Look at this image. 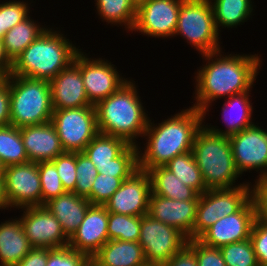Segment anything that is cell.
<instances>
[{"label": "cell", "instance_id": "cell-12", "mask_svg": "<svg viewBox=\"0 0 267 266\" xmlns=\"http://www.w3.org/2000/svg\"><path fill=\"white\" fill-rule=\"evenodd\" d=\"M252 125L229 137L237 171L260 170L257 177L267 175V130Z\"/></svg>", "mask_w": 267, "mask_h": 266}, {"label": "cell", "instance_id": "cell-47", "mask_svg": "<svg viewBox=\"0 0 267 266\" xmlns=\"http://www.w3.org/2000/svg\"><path fill=\"white\" fill-rule=\"evenodd\" d=\"M161 266H198L195 252L186 245L181 251Z\"/></svg>", "mask_w": 267, "mask_h": 266}, {"label": "cell", "instance_id": "cell-34", "mask_svg": "<svg viewBox=\"0 0 267 266\" xmlns=\"http://www.w3.org/2000/svg\"><path fill=\"white\" fill-rule=\"evenodd\" d=\"M99 173L114 177H130L139 169L138 146L129 144L106 166H96Z\"/></svg>", "mask_w": 267, "mask_h": 266}, {"label": "cell", "instance_id": "cell-14", "mask_svg": "<svg viewBox=\"0 0 267 266\" xmlns=\"http://www.w3.org/2000/svg\"><path fill=\"white\" fill-rule=\"evenodd\" d=\"M80 50V72L86 95L92 105L116 92L128 78L121 77L115 65L107 59L89 58Z\"/></svg>", "mask_w": 267, "mask_h": 266}, {"label": "cell", "instance_id": "cell-20", "mask_svg": "<svg viewBox=\"0 0 267 266\" xmlns=\"http://www.w3.org/2000/svg\"><path fill=\"white\" fill-rule=\"evenodd\" d=\"M199 200H173L151 192L148 214L162 223L173 226L192 239V228Z\"/></svg>", "mask_w": 267, "mask_h": 266}, {"label": "cell", "instance_id": "cell-21", "mask_svg": "<svg viewBox=\"0 0 267 266\" xmlns=\"http://www.w3.org/2000/svg\"><path fill=\"white\" fill-rule=\"evenodd\" d=\"M20 134L30 162L52 161L65 153L56 128L51 121L22 127Z\"/></svg>", "mask_w": 267, "mask_h": 266}, {"label": "cell", "instance_id": "cell-38", "mask_svg": "<svg viewBox=\"0 0 267 266\" xmlns=\"http://www.w3.org/2000/svg\"><path fill=\"white\" fill-rule=\"evenodd\" d=\"M27 1L10 0L0 3V38L30 15Z\"/></svg>", "mask_w": 267, "mask_h": 266}, {"label": "cell", "instance_id": "cell-45", "mask_svg": "<svg viewBox=\"0 0 267 266\" xmlns=\"http://www.w3.org/2000/svg\"><path fill=\"white\" fill-rule=\"evenodd\" d=\"M10 125L9 75L0 77V127Z\"/></svg>", "mask_w": 267, "mask_h": 266}, {"label": "cell", "instance_id": "cell-28", "mask_svg": "<svg viewBox=\"0 0 267 266\" xmlns=\"http://www.w3.org/2000/svg\"><path fill=\"white\" fill-rule=\"evenodd\" d=\"M217 31L220 26L235 28L247 22L254 12L251 0H210Z\"/></svg>", "mask_w": 267, "mask_h": 266}, {"label": "cell", "instance_id": "cell-6", "mask_svg": "<svg viewBox=\"0 0 267 266\" xmlns=\"http://www.w3.org/2000/svg\"><path fill=\"white\" fill-rule=\"evenodd\" d=\"M10 125L17 128L50 122L53 114L47 80L9 74Z\"/></svg>", "mask_w": 267, "mask_h": 266}, {"label": "cell", "instance_id": "cell-11", "mask_svg": "<svg viewBox=\"0 0 267 266\" xmlns=\"http://www.w3.org/2000/svg\"><path fill=\"white\" fill-rule=\"evenodd\" d=\"M4 177L10 209L42 206L41 179L36 162L7 166Z\"/></svg>", "mask_w": 267, "mask_h": 266}, {"label": "cell", "instance_id": "cell-27", "mask_svg": "<svg viewBox=\"0 0 267 266\" xmlns=\"http://www.w3.org/2000/svg\"><path fill=\"white\" fill-rule=\"evenodd\" d=\"M30 18L28 16L19 22L2 38L6 55L12 62L47 29L46 26L39 25L37 21Z\"/></svg>", "mask_w": 267, "mask_h": 266}, {"label": "cell", "instance_id": "cell-32", "mask_svg": "<svg viewBox=\"0 0 267 266\" xmlns=\"http://www.w3.org/2000/svg\"><path fill=\"white\" fill-rule=\"evenodd\" d=\"M0 158L6 167L28 162L20 128L12 125L0 127Z\"/></svg>", "mask_w": 267, "mask_h": 266}, {"label": "cell", "instance_id": "cell-7", "mask_svg": "<svg viewBox=\"0 0 267 266\" xmlns=\"http://www.w3.org/2000/svg\"><path fill=\"white\" fill-rule=\"evenodd\" d=\"M219 33L210 0H183L174 37L180 35L199 54H205L222 50Z\"/></svg>", "mask_w": 267, "mask_h": 266}, {"label": "cell", "instance_id": "cell-25", "mask_svg": "<svg viewBox=\"0 0 267 266\" xmlns=\"http://www.w3.org/2000/svg\"><path fill=\"white\" fill-rule=\"evenodd\" d=\"M32 248L19 218L1 222L0 265L15 266Z\"/></svg>", "mask_w": 267, "mask_h": 266}, {"label": "cell", "instance_id": "cell-44", "mask_svg": "<svg viewBox=\"0 0 267 266\" xmlns=\"http://www.w3.org/2000/svg\"><path fill=\"white\" fill-rule=\"evenodd\" d=\"M251 198L255 204L257 219L267 222V175L258 177L251 186Z\"/></svg>", "mask_w": 267, "mask_h": 266}, {"label": "cell", "instance_id": "cell-17", "mask_svg": "<svg viewBox=\"0 0 267 266\" xmlns=\"http://www.w3.org/2000/svg\"><path fill=\"white\" fill-rule=\"evenodd\" d=\"M256 219L255 204L251 198L238 212L220 218L198 240L206 246L216 248L247 240Z\"/></svg>", "mask_w": 267, "mask_h": 266}, {"label": "cell", "instance_id": "cell-35", "mask_svg": "<svg viewBox=\"0 0 267 266\" xmlns=\"http://www.w3.org/2000/svg\"><path fill=\"white\" fill-rule=\"evenodd\" d=\"M219 249L226 266H259L250 238L223 245Z\"/></svg>", "mask_w": 267, "mask_h": 266}, {"label": "cell", "instance_id": "cell-31", "mask_svg": "<svg viewBox=\"0 0 267 266\" xmlns=\"http://www.w3.org/2000/svg\"><path fill=\"white\" fill-rule=\"evenodd\" d=\"M164 166L170 170L179 181L181 180L185 185L190 186L199 194H203L207 191L202 173L194 159L192 151L175 156Z\"/></svg>", "mask_w": 267, "mask_h": 266}, {"label": "cell", "instance_id": "cell-36", "mask_svg": "<svg viewBox=\"0 0 267 266\" xmlns=\"http://www.w3.org/2000/svg\"><path fill=\"white\" fill-rule=\"evenodd\" d=\"M98 173L96 166L83 152H76L77 182L73 193L87 198L91 203V188Z\"/></svg>", "mask_w": 267, "mask_h": 266}, {"label": "cell", "instance_id": "cell-49", "mask_svg": "<svg viewBox=\"0 0 267 266\" xmlns=\"http://www.w3.org/2000/svg\"><path fill=\"white\" fill-rule=\"evenodd\" d=\"M0 209L3 211L9 210L6 193H5V177L0 175Z\"/></svg>", "mask_w": 267, "mask_h": 266}, {"label": "cell", "instance_id": "cell-30", "mask_svg": "<svg viewBox=\"0 0 267 266\" xmlns=\"http://www.w3.org/2000/svg\"><path fill=\"white\" fill-rule=\"evenodd\" d=\"M98 15L108 24L124 25L132 32L136 20V8L130 0H95Z\"/></svg>", "mask_w": 267, "mask_h": 266}, {"label": "cell", "instance_id": "cell-52", "mask_svg": "<svg viewBox=\"0 0 267 266\" xmlns=\"http://www.w3.org/2000/svg\"><path fill=\"white\" fill-rule=\"evenodd\" d=\"M142 266H161V264H158V263H146Z\"/></svg>", "mask_w": 267, "mask_h": 266}, {"label": "cell", "instance_id": "cell-48", "mask_svg": "<svg viewBox=\"0 0 267 266\" xmlns=\"http://www.w3.org/2000/svg\"><path fill=\"white\" fill-rule=\"evenodd\" d=\"M13 62L7 57L3 40L0 38V77H6L11 73Z\"/></svg>", "mask_w": 267, "mask_h": 266}, {"label": "cell", "instance_id": "cell-24", "mask_svg": "<svg viewBox=\"0 0 267 266\" xmlns=\"http://www.w3.org/2000/svg\"><path fill=\"white\" fill-rule=\"evenodd\" d=\"M94 266H142L147 263L136 241L108 240L91 258Z\"/></svg>", "mask_w": 267, "mask_h": 266}, {"label": "cell", "instance_id": "cell-23", "mask_svg": "<svg viewBox=\"0 0 267 266\" xmlns=\"http://www.w3.org/2000/svg\"><path fill=\"white\" fill-rule=\"evenodd\" d=\"M90 205L87 198L66 192L49 200L43 206L59 220L63 232L70 238L82 223Z\"/></svg>", "mask_w": 267, "mask_h": 266}, {"label": "cell", "instance_id": "cell-10", "mask_svg": "<svg viewBox=\"0 0 267 266\" xmlns=\"http://www.w3.org/2000/svg\"><path fill=\"white\" fill-rule=\"evenodd\" d=\"M188 240L177 228L155 220L149 214L141 216L138 242L147 263L167 262L187 245Z\"/></svg>", "mask_w": 267, "mask_h": 266}, {"label": "cell", "instance_id": "cell-15", "mask_svg": "<svg viewBox=\"0 0 267 266\" xmlns=\"http://www.w3.org/2000/svg\"><path fill=\"white\" fill-rule=\"evenodd\" d=\"M20 209L23 215L19 219L32 247L55 249L68 246L69 238L59 220L44 206Z\"/></svg>", "mask_w": 267, "mask_h": 266}, {"label": "cell", "instance_id": "cell-51", "mask_svg": "<svg viewBox=\"0 0 267 266\" xmlns=\"http://www.w3.org/2000/svg\"><path fill=\"white\" fill-rule=\"evenodd\" d=\"M6 166L3 164L1 158H0V175H4Z\"/></svg>", "mask_w": 267, "mask_h": 266}, {"label": "cell", "instance_id": "cell-26", "mask_svg": "<svg viewBox=\"0 0 267 266\" xmlns=\"http://www.w3.org/2000/svg\"><path fill=\"white\" fill-rule=\"evenodd\" d=\"M153 194L173 200H199L200 194L185 185L165 166H156L148 170Z\"/></svg>", "mask_w": 267, "mask_h": 266}, {"label": "cell", "instance_id": "cell-4", "mask_svg": "<svg viewBox=\"0 0 267 266\" xmlns=\"http://www.w3.org/2000/svg\"><path fill=\"white\" fill-rule=\"evenodd\" d=\"M47 28L13 62L11 75L52 80L80 50L60 30Z\"/></svg>", "mask_w": 267, "mask_h": 266}, {"label": "cell", "instance_id": "cell-42", "mask_svg": "<svg viewBox=\"0 0 267 266\" xmlns=\"http://www.w3.org/2000/svg\"><path fill=\"white\" fill-rule=\"evenodd\" d=\"M187 245L195 252L198 266H226L219 248L206 246L198 239H189Z\"/></svg>", "mask_w": 267, "mask_h": 266}, {"label": "cell", "instance_id": "cell-2", "mask_svg": "<svg viewBox=\"0 0 267 266\" xmlns=\"http://www.w3.org/2000/svg\"><path fill=\"white\" fill-rule=\"evenodd\" d=\"M180 111L158 125L149 119L143 135L147 141L144 151L138 146L140 169L148 171L164 166L175 156L192 151L195 135L205 119L203 113L194 107Z\"/></svg>", "mask_w": 267, "mask_h": 266}, {"label": "cell", "instance_id": "cell-16", "mask_svg": "<svg viewBox=\"0 0 267 266\" xmlns=\"http://www.w3.org/2000/svg\"><path fill=\"white\" fill-rule=\"evenodd\" d=\"M151 192L149 173L139 168L130 177L123 180L120 188L104 206L108 212L143 216L148 214Z\"/></svg>", "mask_w": 267, "mask_h": 266}, {"label": "cell", "instance_id": "cell-3", "mask_svg": "<svg viewBox=\"0 0 267 266\" xmlns=\"http://www.w3.org/2000/svg\"><path fill=\"white\" fill-rule=\"evenodd\" d=\"M135 81L128 80L116 92L95 105L98 132L140 145L149 122ZM148 116V117H147Z\"/></svg>", "mask_w": 267, "mask_h": 266}, {"label": "cell", "instance_id": "cell-22", "mask_svg": "<svg viewBox=\"0 0 267 266\" xmlns=\"http://www.w3.org/2000/svg\"><path fill=\"white\" fill-rule=\"evenodd\" d=\"M251 91L235 94L227 97L222 108V120L226 123V129L221 130L213 125L203 124L210 132L230 137L238 132L254 125L252 120L253 104L250 101Z\"/></svg>", "mask_w": 267, "mask_h": 266}, {"label": "cell", "instance_id": "cell-33", "mask_svg": "<svg viewBox=\"0 0 267 266\" xmlns=\"http://www.w3.org/2000/svg\"><path fill=\"white\" fill-rule=\"evenodd\" d=\"M141 216L108 212V240L139 241Z\"/></svg>", "mask_w": 267, "mask_h": 266}, {"label": "cell", "instance_id": "cell-50", "mask_svg": "<svg viewBox=\"0 0 267 266\" xmlns=\"http://www.w3.org/2000/svg\"><path fill=\"white\" fill-rule=\"evenodd\" d=\"M130 1L137 9L140 5L144 4L148 0H130Z\"/></svg>", "mask_w": 267, "mask_h": 266}, {"label": "cell", "instance_id": "cell-39", "mask_svg": "<svg viewBox=\"0 0 267 266\" xmlns=\"http://www.w3.org/2000/svg\"><path fill=\"white\" fill-rule=\"evenodd\" d=\"M128 177H114L98 173L91 188V204L105 205Z\"/></svg>", "mask_w": 267, "mask_h": 266}, {"label": "cell", "instance_id": "cell-41", "mask_svg": "<svg viewBox=\"0 0 267 266\" xmlns=\"http://www.w3.org/2000/svg\"><path fill=\"white\" fill-rule=\"evenodd\" d=\"M52 162L55 164L61 183L66 192H73L76 179V152H65L57 156Z\"/></svg>", "mask_w": 267, "mask_h": 266}, {"label": "cell", "instance_id": "cell-46", "mask_svg": "<svg viewBox=\"0 0 267 266\" xmlns=\"http://www.w3.org/2000/svg\"><path fill=\"white\" fill-rule=\"evenodd\" d=\"M49 249L33 247L15 266H46Z\"/></svg>", "mask_w": 267, "mask_h": 266}, {"label": "cell", "instance_id": "cell-1", "mask_svg": "<svg viewBox=\"0 0 267 266\" xmlns=\"http://www.w3.org/2000/svg\"><path fill=\"white\" fill-rule=\"evenodd\" d=\"M222 50L201 54L206 64L195 73V104L205 118L212 102L251 91L262 60L259 54H221ZM227 96V97H226Z\"/></svg>", "mask_w": 267, "mask_h": 266}, {"label": "cell", "instance_id": "cell-18", "mask_svg": "<svg viewBox=\"0 0 267 266\" xmlns=\"http://www.w3.org/2000/svg\"><path fill=\"white\" fill-rule=\"evenodd\" d=\"M54 110L92 105L86 95L80 72V51L74 61L49 81Z\"/></svg>", "mask_w": 267, "mask_h": 266}, {"label": "cell", "instance_id": "cell-43", "mask_svg": "<svg viewBox=\"0 0 267 266\" xmlns=\"http://www.w3.org/2000/svg\"><path fill=\"white\" fill-rule=\"evenodd\" d=\"M250 240L259 266H267V222L259 219L254 221Z\"/></svg>", "mask_w": 267, "mask_h": 266}, {"label": "cell", "instance_id": "cell-37", "mask_svg": "<svg viewBox=\"0 0 267 266\" xmlns=\"http://www.w3.org/2000/svg\"><path fill=\"white\" fill-rule=\"evenodd\" d=\"M38 171L41 179L42 206L53 198L66 193L61 179L52 161L39 162Z\"/></svg>", "mask_w": 267, "mask_h": 266}, {"label": "cell", "instance_id": "cell-9", "mask_svg": "<svg viewBox=\"0 0 267 266\" xmlns=\"http://www.w3.org/2000/svg\"><path fill=\"white\" fill-rule=\"evenodd\" d=\"M51 122L65 152H82L99 133L95 106L53 110Z\"/></svg>", "mask_w": 267, "mask_h": 266}, {"label": "cell", "instance_id": "cell-5", "mask_svg": "<svg viewBox=\"0 0 267 266\" xmlns=\"http://www.w3.org/2000/svg\"><path fill=\"white\" fill-rule=\"evenodd\" d=\"M192 153L207 190L250 184H235L241 176L234 163L229 137L212 133L202 125L195 135Z\"/></svg>", "mask_w": 267, "mask_h": 266}, {"label": "cell", "instance_id": "cell-40", "mask_svg": "<svg viewBox=\"0 0 267 266\" xmlns=\"http://www.w3.org/2000/svg\"><path fill=\"white\" fill-rule=\"evenodd\" d=\"M91 259L70 246L49 249L46 266H88Z\"/></svg>", "mask_w": 267, "mask_h": 266}, {"label": "cell", "instance_id": "cell-29", "mask_svg": "<svg viewBox=\"0 0 267 266\" xmlns=\"http://www.w3.org/2000/svg\"><path fill=\"white\" fill-rule=\"evenodd\" d=\"M128 145L122 138L98 133L82 152L95 166H106Z\"/></svg>", "mask_w": 267, "mask_h": 266}, {"label": "cell", "instance_id": "cell-8", "mask_svg": "<svg viewBox=\"0 0 267 266\" xmlns=\"http://www.w3.org/2000/svg\"><path fill=\"white\" fill-rule=\"evenodd\" d=\"M251 184L238 187L209 189L200 194L192 239H198L220 218L238 212L251 199Z\"/></svg>", "mask_w": 267, "mask_h": 266}, {"label": "cell", "instance_id": "cell-19", "mask_svg": "<svg viewBox=\"0 0 267 266\" xmlns=\"http://www.w3.org/2000/svg\"><path fill=\"white\" fill-rule=\"evenodd\" d=\"M108 210L104 205H90L82 223L69 238L68 246L90 259L108 241Z\"/></svg>", "mask_w": 267, "mask_h": 266}, {"label": "cell", "instance_id": "cell-13", "mask_svg": "<svg viewBox=\"0 0 267 266\" xmlns=\"http://www.w3.org/2000/svg\"><path fill=\"white\" fill-rule=\"evenodd\" d=\"M183 0H148L136 9L133 31L148 37H173Z\"/></svg>", "mask_w": 267, "mask_h": 266}]
</instances>
